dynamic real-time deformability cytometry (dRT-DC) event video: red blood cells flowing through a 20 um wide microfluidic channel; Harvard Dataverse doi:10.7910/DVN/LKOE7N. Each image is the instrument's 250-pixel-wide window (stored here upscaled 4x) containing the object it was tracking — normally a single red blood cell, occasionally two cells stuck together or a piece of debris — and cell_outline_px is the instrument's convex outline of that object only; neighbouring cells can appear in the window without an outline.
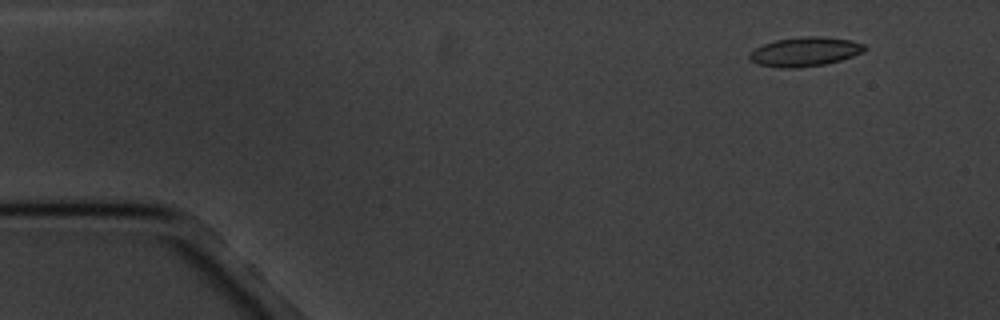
{"species": "common noctule bat (a hibernating species)", "species_latin": "Nyctalus noctula", "temperature_condition": "cold", "stored_images_in_passage": 5, "camera_frame_rate_fps": 3000, "um_per_image_px": 0.085, "animal": {"sex": "male", "body_mass_g": 20.1, "forearm_length_mm": 53.5}, "frame": {"image": 1, "passage_image": 2, "time_ms": 1.0, "image_size_px": [1000, 320], "cell_outline_px": [[868, 48], [864, 52], [840, 60], [824, 64], [792, 68], [784, 68], [756, 64], [748, 56], [748, 52], [764, 44], [776, 40], [800, 36], [824, 36], [852, 40], [864, 44]], "centroid_in_image_um": [68.44, 4.38], "position_along_channel_um": 16.6, "area_um2": 19.65}}
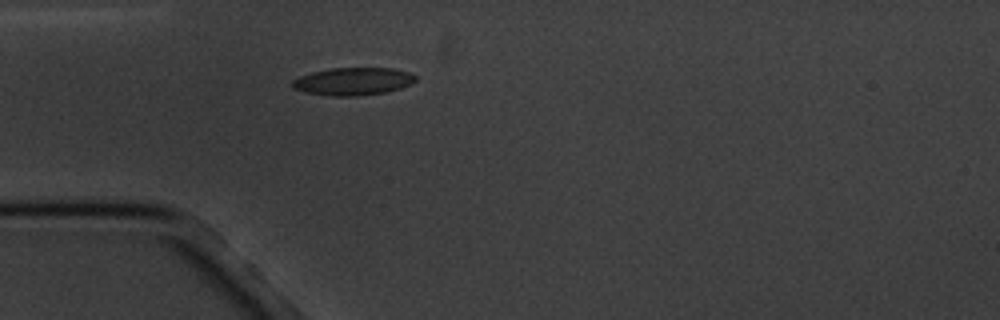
{"frame": {"image": 2, "passage_image": 5, "time_ms": 4.667, "image_size_px": [1000, 320], "cell_outline_px": [[416, 80], [412, 84], [400, 88], [384, 92], [356, 96], [332, 96], [304, 92], [292, 88], [292, 80], [300, 76], [312, 72], [332, 68], [392, 68], [408, 72], [416, 76]], "centroid_in_image_um": [30.0, 6.91], "position_along_channel_um": 55.0, "area_um2": 19.83}}